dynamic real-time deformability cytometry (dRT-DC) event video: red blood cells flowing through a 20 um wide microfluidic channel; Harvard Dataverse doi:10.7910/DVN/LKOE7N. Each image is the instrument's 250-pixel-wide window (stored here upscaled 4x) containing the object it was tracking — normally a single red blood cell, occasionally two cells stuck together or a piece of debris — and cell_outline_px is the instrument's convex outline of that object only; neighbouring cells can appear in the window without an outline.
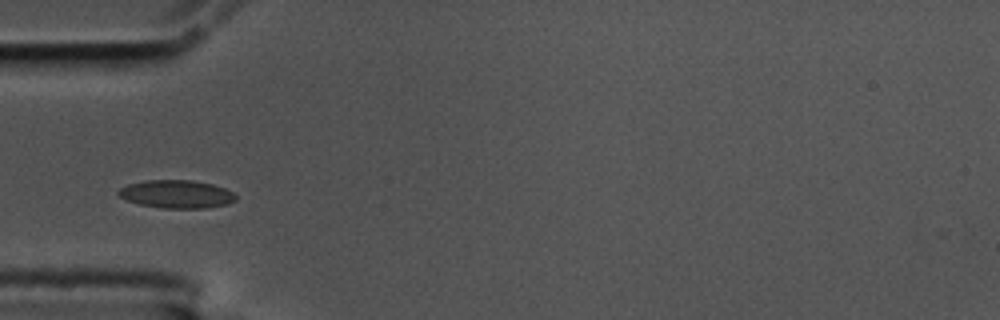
{"species": "common noctule bat (a hibernating species)", "species_latin": "Nyctalus noctula", "temperature_condition": "cold", "stored_images_in_passage": 3, "camera_frame_rate_fps": 3000, "um_per_image_px": 0.085, "animal": {"sex": "male", "body_mass_g": 17.5, "forearm_length_mm": 52.3}, "frame": {"image": 1, "passage_image": 3, "time_ms": 0.667, "image_size_px": [1000, 320], "cell_outline_px": [[236, 200], [228, 204], [204, 208], [164, 208], [140, 204], [128, 200], [120, 196], [116, 192], [120, 188], [128, 184], [144, 180], [192, 180], [212, 184], [224, 188], [232, 192], [236, 196]], "centroid_in_image_um": [15.01, 16.49], "position_along_channel_um": 70.0, "area_um2": 19.07}}